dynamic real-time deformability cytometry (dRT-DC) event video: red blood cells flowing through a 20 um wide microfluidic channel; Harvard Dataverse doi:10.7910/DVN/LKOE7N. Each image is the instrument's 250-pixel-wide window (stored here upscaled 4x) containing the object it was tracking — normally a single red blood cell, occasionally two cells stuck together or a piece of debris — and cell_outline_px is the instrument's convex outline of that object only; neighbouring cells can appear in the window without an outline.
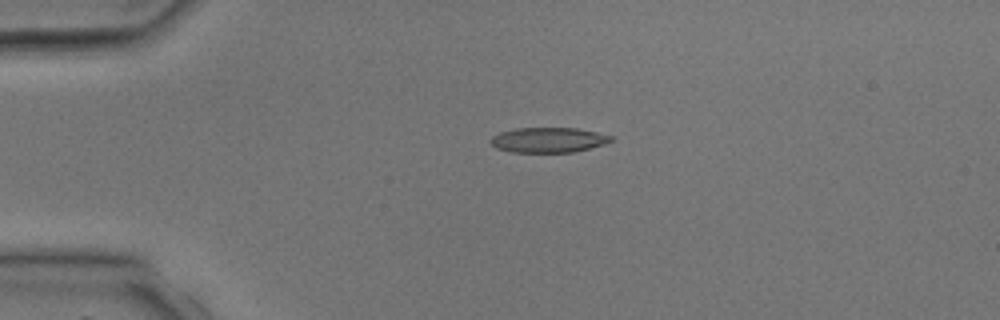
{"species": "common noctule bat (a hibernating species)", "species_latin": "Nyctalus noctula", "temperature_condition": "room temperature", "stored_images_in_passage": 2, "camera_frame_rate_fps": 3000, "um_per_image_px": 0.085, "animal": {"sex": "male", "body_mass_g": 17.9, "forearm_length_mm": 54.2}, "frame": {"image": 1, "passage_image": 1, "time_ms": 0.0, "image_size_px": [1000, 320], "cell_outline_px": [[616, 140], [604, 144], [572, 152], [512, 152], [496, 148], [488, 140], [492, 136], [500, 132], [516, 128], [576, 128], [596, 132], [612, 136]], "centroid_in_image_um": [46.6, 11.89], "position_along_channel_um": 38.4, "area_um2": 17.57}}
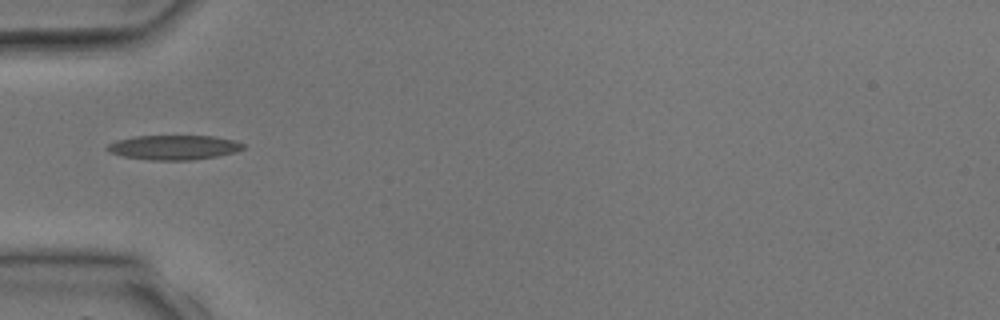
{"frame": {"image": 2, "passage_image": 2, "time_ms": 1.333, "image_size_px": [1000, 320], "cell_outline_px": [[244, 148], [232, 152], [216, 156], [192, 160], [148, 160], [124, 156], [108, 152], [104, 148], [108, 144], [116, 140], [136, 136], [212, 136], [236, 140], [244, 144]], "centroid_in_image_um": [14.73, 12.52], "position_along_channel_um": 70.3, "area_um2": 19.42}}